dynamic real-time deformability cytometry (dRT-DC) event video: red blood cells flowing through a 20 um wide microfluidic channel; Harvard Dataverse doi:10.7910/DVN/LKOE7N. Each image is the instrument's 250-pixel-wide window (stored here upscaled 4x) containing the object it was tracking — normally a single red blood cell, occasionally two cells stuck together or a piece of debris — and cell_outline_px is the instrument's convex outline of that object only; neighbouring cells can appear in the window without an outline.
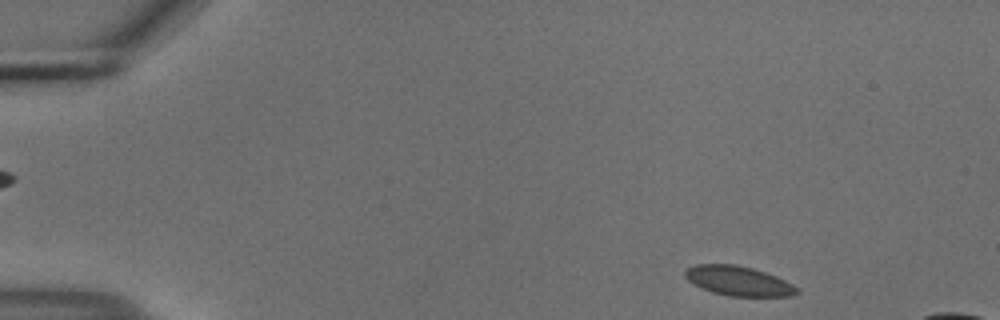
{"species": "common noctule bat (a hibernating species)", "species_latin": "Nyctalus noctula", "temperature_condition": "cold", "stored_images_in_passage": 48, "camera_frame_rate_fps": 3000, "um_per_image_px": 0.085, "animal": {"sex": "male", "body_mass_g": 18.8}, "frame": {"image": 1, "passage_image": 2, "time_ms": 0.333, "image_size_px": [1000, 320], "cell_outline_px": [[800, 292], [792, 296], [728, 296], [712, 292], [688, 280], [684, 276], [684, 272], [688, 268], [696, 264], [736, 264], [752, 268], [776, 276], [792, 284]], "centroid_in_image_um": [62.77, 23.87], "position_along_channel_um": 22.2, "area_um2": 19.07}}
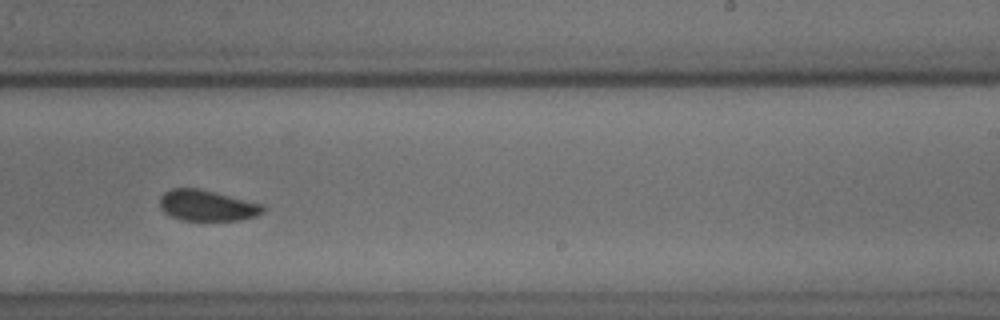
{"frame": {"image": 2, "passage_image": 30, "time_ms": 9.667, "image_size_px": [1000, 320], "cell_outline_px": [[264, 212], [256, 216], [240, 220], [184, 220], [172, 216], [164, 212], [160, 208], [160, 196], [164, 192], [172, 188], [196, 188], [264, 204]], "centroid_in_image_um": [17.6, 17.47], "position_along_channel_um": 271.4, "area_um2": 18.44}}
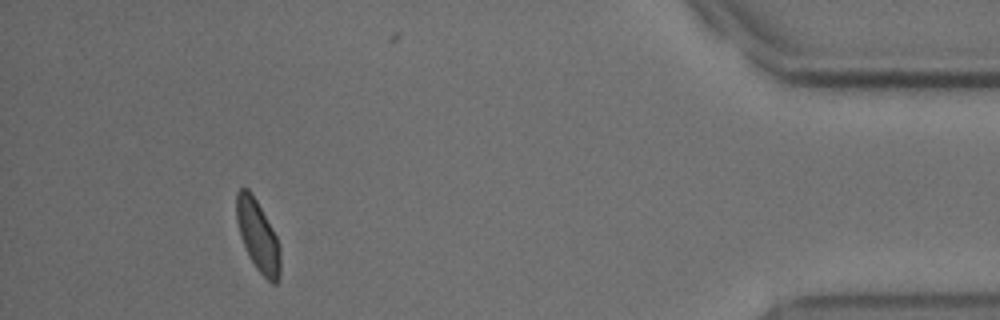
{"frame": {"image": 3, "passage_image": 46, "time_ms": 15.0, "image_size_px": [1000, 320], "cell_outline_px": [[280, 280], [276, 284], [272, 284], [256, 268], [240, 236], [236, 220], [236, 192], [240, 188], [248, 188], [256, 200], [276, 236], [280, 244]], "centroid_in_image_um": [21.93, 20.05], "position_along_channel_um": 413.3, "area_um2": 17.98}, "authors_computed_cell_mechanics": {"area_um2": 19.3052, "velocity_mm_per_s": 3.6738, "shape_relaxation_time_tau1_ms": 8.6362, "shape_relaxation_time_tau2_ms": 1.9305, "deformation_change_tau1": 0.07, "deformation_change_tau2": 0.0479}}